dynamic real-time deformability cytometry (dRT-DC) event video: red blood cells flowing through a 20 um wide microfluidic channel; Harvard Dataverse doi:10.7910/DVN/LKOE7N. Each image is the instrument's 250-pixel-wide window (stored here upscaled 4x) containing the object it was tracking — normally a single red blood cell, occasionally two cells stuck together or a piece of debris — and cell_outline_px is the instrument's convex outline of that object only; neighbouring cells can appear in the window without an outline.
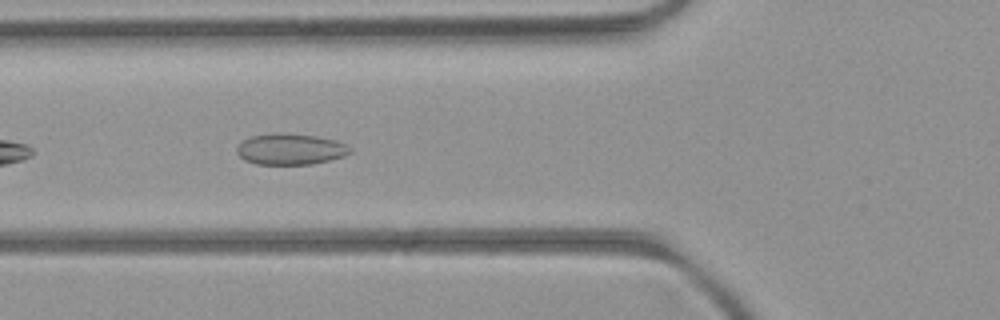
{"species": "common noctule bat (a hibernating species)", "species_latin": "Nyctalus noctula", "temperature_condition": "room temperature", "stored_images_in_passage": 24, "camera_frame_rate_fps": 3000, "um_per_image_px": 0.085, "animal": {"sex": "female", "body_mass_g": 21.9}, "frame": {"image": 1, "passage_image": 6, "time_ms": 1.667, "image_size_px": [1000, 320], "cell_outline_px": [[352, 152], [344, 156], [312, 164], [256, 164], [244, 160], [236, 152], [236, 148], [244, 140], [252, 136], [276, 132], [316, 136], [336, 140], [352, 148]], "centroid_in_image_um": [24.69, 12.68], "position_along_channel_um": 101.1, "area_um2": 20.46}}
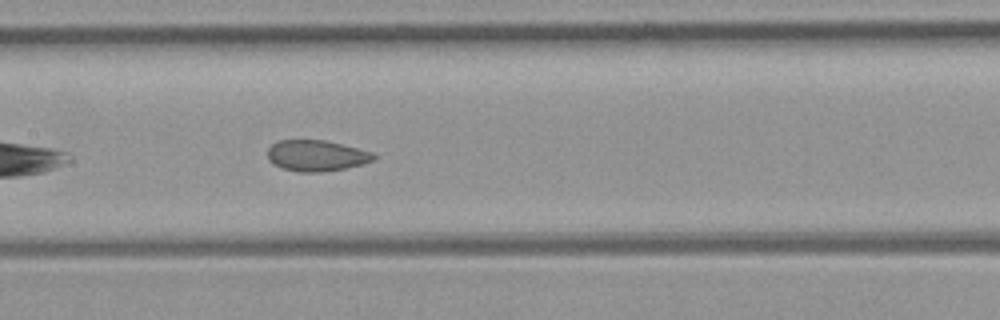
{"frame": {"image": 2, "passage_image": 12, "time_ms": 3.667, "image_size_px": [1000, 320], "cell_outline_px": [[376, 160], [364, 164], [324, 172], [300, 172], [284, 168], [268, 160], [268, 148], [272, 144], [280, 140], [324, 140], [372, 152], [376, 156]], "centroid_in_image_um": [26.92, 13.23], "position_along_channel_um": 180.5, "area_um2": 19.02}}
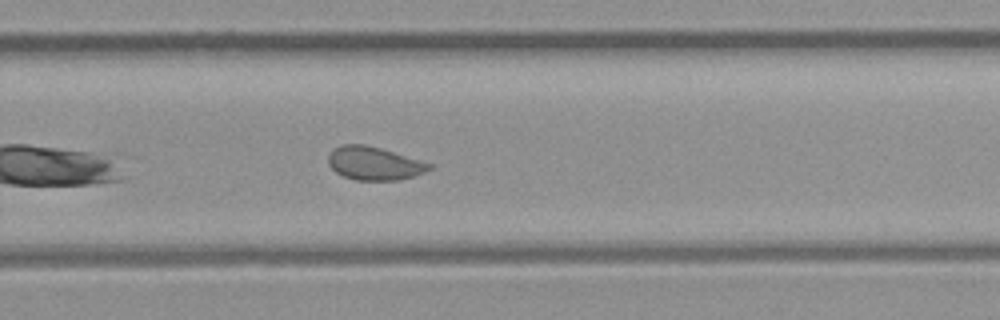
{"frame": {"image": 3, "passage_image": 21, "time_ms": 6.667, "image_size_px": [1000, 320], "cell_outline_px": [[432, 168], [424, 172], [400, 180], [356, 180], [344, 176], [336, 172], [328, 164], [328, 156], [332, 148], [340, 144], [364, 144], [380, 148], [420, 160], [432, 164]], "centroid_in_image_um": [31.76, 13.88], "position_along_channel_um": 298.0, "area_um2": 19.54}}